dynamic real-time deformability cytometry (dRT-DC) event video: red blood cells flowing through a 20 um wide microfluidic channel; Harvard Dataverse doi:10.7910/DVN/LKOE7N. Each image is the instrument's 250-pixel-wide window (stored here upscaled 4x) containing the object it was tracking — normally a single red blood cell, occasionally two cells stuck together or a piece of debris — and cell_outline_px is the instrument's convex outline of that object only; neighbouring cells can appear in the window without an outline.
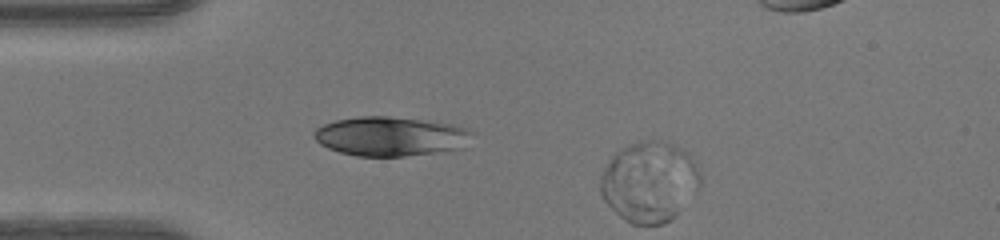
{"species": "human", "species_latin": "Homo sapiens", "temperature_condition": "warm", "stored_images_in_passage": 13, "segment_of_instrument_passage": [2, 2], "camera_frame_rate_fps": 3000, "um_per_image_px": 0.085, "donor": {"sex": "female"}, "frame": {"image": 1, "passage_image": 13, "time_ms": 4.0, "image_size_px": [1000, 240], "cell_outline_px": [[700, 184], [676, 216], [660, 224], [632, 224], [624, 220], [604, 200], [600, 192], [600, 176], [604, 168], [612, 156], [620, 148], [628, 144], [640, 140], [656, 140], [672, 144], [688, 152], [696, 164], [700, 176]], "centroid_in_image_um": [55.17, 15.43], "position_along_channel_um": 29.8, "area_um2": 46.64}}